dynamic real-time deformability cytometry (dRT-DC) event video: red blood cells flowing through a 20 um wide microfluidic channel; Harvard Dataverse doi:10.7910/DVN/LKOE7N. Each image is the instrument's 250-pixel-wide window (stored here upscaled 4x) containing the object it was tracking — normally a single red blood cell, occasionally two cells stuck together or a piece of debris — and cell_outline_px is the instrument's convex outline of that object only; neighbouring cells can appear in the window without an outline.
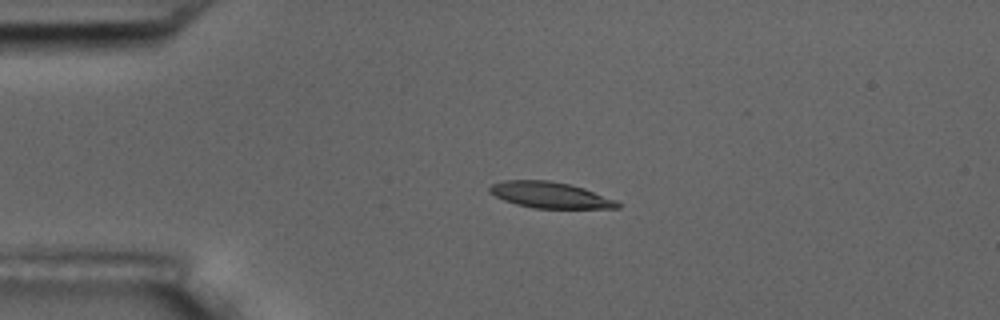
{"species": "common noctule bat (a hibernating species)", "species_latin": "Nyctalus noctula", "temperature_condition": "room temperature", "stored_images_in_passage": 4, "camera_frame_rate_fps": 3000, "um_per_image_px": 0.085, "animal": {"sex": "male", "body_mass_g": 17.5, "forearm_length_mm": 52.3}, "frame": {"image": 1, "passage_image": 3, "time_ms": 3.0, "image_size_px": [1000, 320], "cell_outline_px": [[620, 208], [532, 208], [516, 204], [504, 200], [488, 192], [488, 188], [492, 184], [504, 180], [548, 180], [568, 184], [584, 188], [616, 200], [620, 204]], "centroid_in_image_um": [46.73, 16.57], "position_along_channel_um": 38.3, "area_um2": 19.36}}